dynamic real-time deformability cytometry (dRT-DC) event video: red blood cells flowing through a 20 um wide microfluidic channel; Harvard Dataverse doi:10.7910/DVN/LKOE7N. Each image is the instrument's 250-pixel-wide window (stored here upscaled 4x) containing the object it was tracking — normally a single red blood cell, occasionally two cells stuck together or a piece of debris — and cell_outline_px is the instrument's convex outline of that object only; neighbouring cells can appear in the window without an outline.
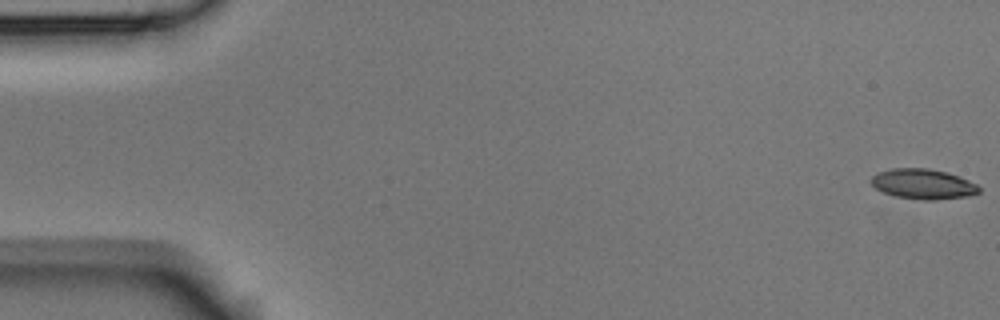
{"species": "Egyptian fruit bat (a non-hibernating species)", "species_latin": "Rousettus aegyptiacus", "temperature_condition": "room temperature", "stored_images_in_passage": 55, "camera_frame_rate_fps": 3000, "um_per_image_px": 0.085, "animal": {"sex": "male"}, "frame": {"image": 1, "passage_image": 1, "time_ms": 0.0, "image_size_px": [1000, 320], "cell_outline_px": [[980, 192], [964, 196], [936, 200], [920, 200], [896, 196], [884, 192], [876, 188], [872, 184], [872, 176], [876, 172], [892, 168], [928, 168], [944, 172], [968, 180], [976, 184], [980, 188]], "centroid_in_image_um": [78.43, 15.64], "position_along_channel_um": 6.6, "area_um2": 18.67}}
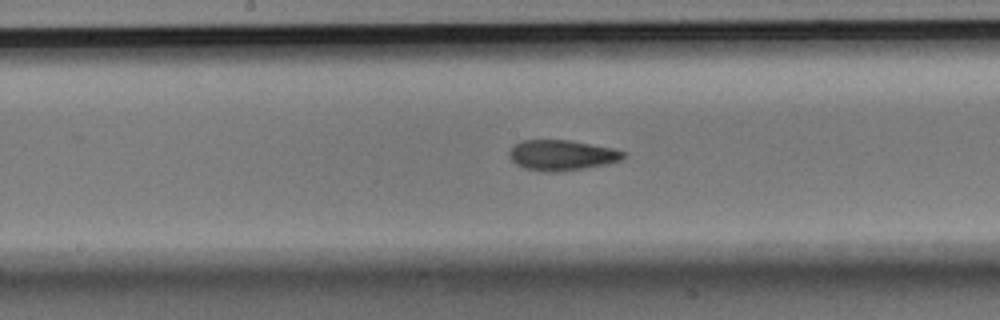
{"frame": {"image": 2, "passage_image": 28, "time_ms": 9.0, "image_size_px": [1000, 320], "cell_outline_px": [[624, 156], [620, 160], [604, 164], [584, 168], [556, 172], [544, 172], [524, 168], [516, 164], [508, 156], [508, 152], [520, 140], [568, 140], [612, 148], [624, 152]], "centroid_in_image_um": [47.69, 13.19], "position_along_channel_um": 200.5, "area_um2": 20.0}}
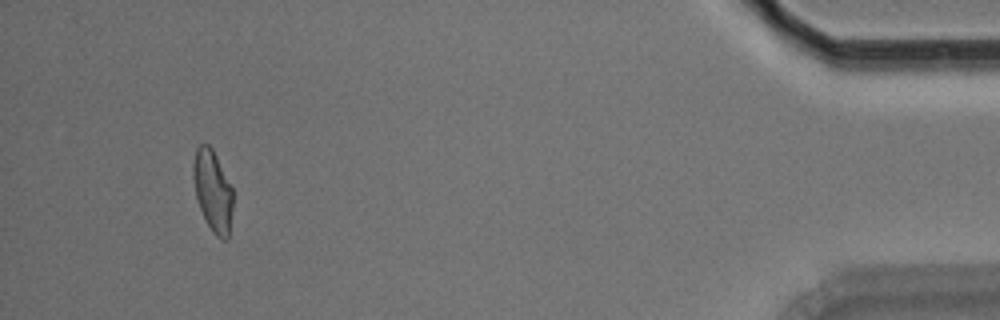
{"frame": {"image": 3, "passage_image": 51, "time_ms": 16.667, "image_size_px": [1000, 320], "cell_outline_px": [[232, 208], [228, 240], [220, 240], [212, 232], [200, 208], [196, 196], [192, 172], [192, 164], [196, 148], [200, 144], [208, 144], [212, 148], [232, 188]], "centroid_in_image_um": [18.07, 16.23], "position_along_channel_um": 417.1, "area_um2": 18.67}, "authors_computed_cell_mechanics": {"area_um2": 19.652, "velocity_mm_per_s": 3.745, "shape_relaxation_time_tau1_ms": null, "shape_relaxation_time_tau2_ms": 2.8036, "deformation_change_tau1": null, "deformation_change_tau2": 0.0946}}